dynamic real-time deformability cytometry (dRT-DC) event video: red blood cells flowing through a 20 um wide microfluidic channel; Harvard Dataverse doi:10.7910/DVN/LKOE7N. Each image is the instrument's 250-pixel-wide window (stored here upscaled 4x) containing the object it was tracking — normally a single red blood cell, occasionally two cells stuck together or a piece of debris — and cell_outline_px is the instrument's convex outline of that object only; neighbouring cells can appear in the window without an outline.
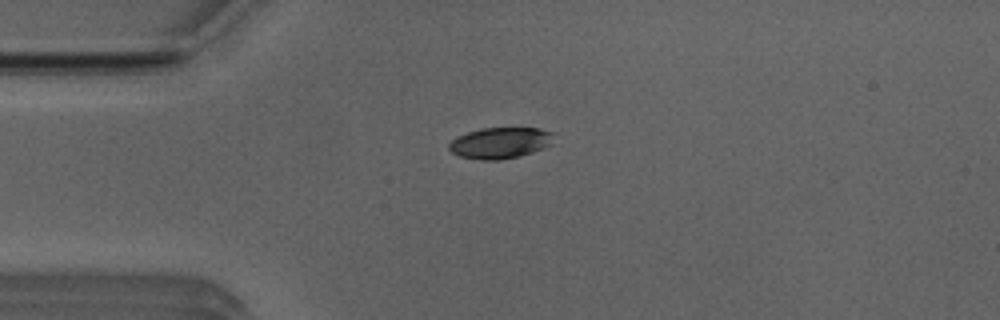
{"species": "Egyptian fruit bat (a non-hibernating species)", "species_latin": "Rousettus aegyptiacus", "temperature_condition": "room temperature", "stored_images_in_passage": 27, "camera_frame_rate_fps": 3000, "um_per_image_px": 0.085, "animal": {"sex": "male"}, "frame": {"image": 1, "passage_image": 1, "time_ms": 0.0, "image_size_px": [1000, 320], "cell_outline_px": [[552, 144], [544, 148], [532, 152], [516, 156], [496, 160], [480, 160], [460, 156], [452, 152], [448, 148], [448, 144], [456, 136], [480, 128], [540, 128], [552, 132]], "centroid_in_image_um": [42.49, 12.14], "position_along_channel_um": 42.5, "area_um2": 18.9}}
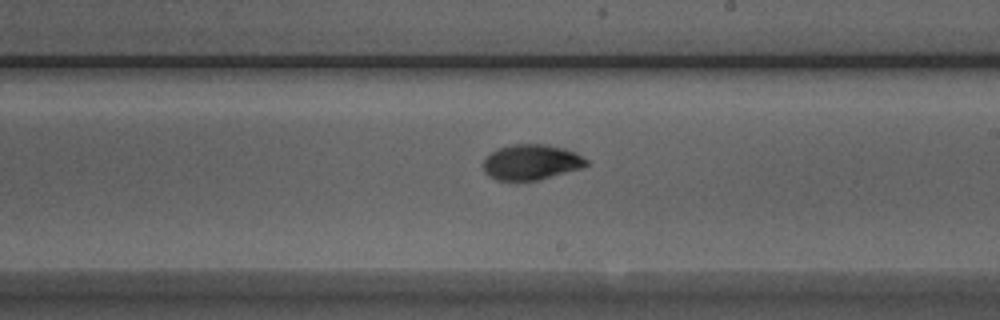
{"frame": {"image": 2, "passage_image": 18, "time_ms": 5.667, "image_size_px": [1000, 320], "cell_outline_px": [[588, 164], [580, 168], [540, 180], [516, 184], [496, 180], [488, 176], [484, 172], [484, 160], [492, 152], [500, 148], [512, 144], [544, 144], [564, 148], [576, 152], [588, 160]], "centroid_in_image_um": [45.13, 13.83], "position_along_channel_um": 243.9, "area_um2": 21.79}}
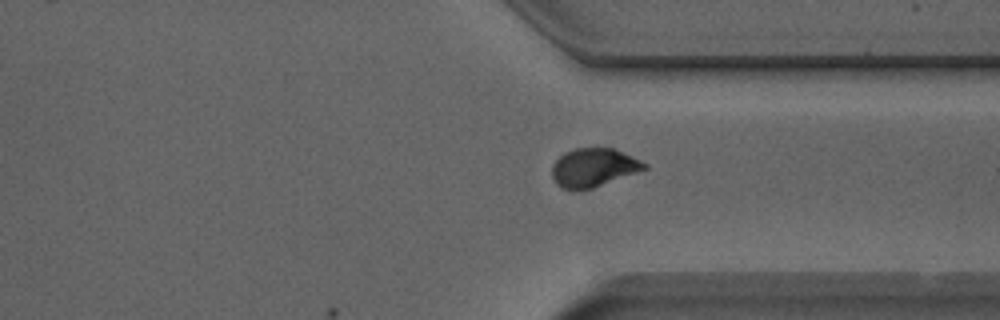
{"frame": {"image": 3, "passage_image": 27, "time_ms": 8.667, "image_size_px": [1000, 320], "cell_outline_px": [[648, 168], [592, 188], [580, 192], [572, 192], [556, 184], [552, 176], [552, 164], [564, 152], [576, 148], [612, 148], [632, 156], [648, 164]], "centroid_in_image_um": [50.42, 14.27], "position_along_channel_um": 361.0, "area_um2": 20.87}, "authors_computed_cell_mechanics": {"area_um2": 21.2126, "velocity_mm_per_s": 3.8934, "shape_relaxation_time_tau1_ms": 4.9981, "shape_relaxation_time_tau2_ms": 1.9898, "deformation_change_tau1": 0.1597, "deformation_change_tau2": 0.0535}}